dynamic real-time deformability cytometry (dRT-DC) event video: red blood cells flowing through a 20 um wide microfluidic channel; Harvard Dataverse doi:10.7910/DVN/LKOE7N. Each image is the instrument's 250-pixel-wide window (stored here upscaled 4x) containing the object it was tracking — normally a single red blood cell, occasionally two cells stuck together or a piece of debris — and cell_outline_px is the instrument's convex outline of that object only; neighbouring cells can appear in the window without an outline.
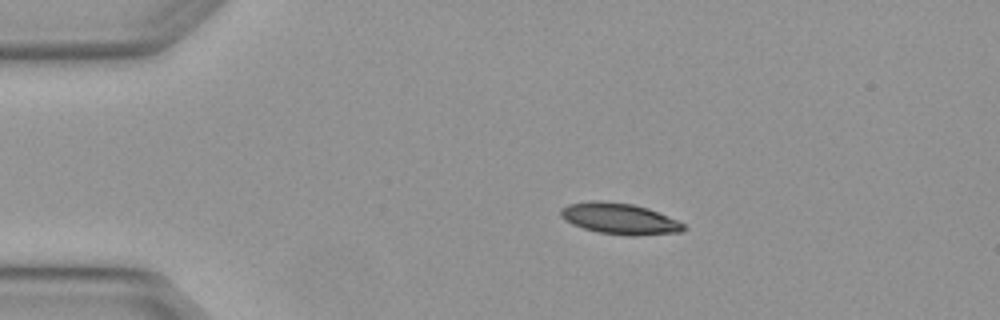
{"species": "Egyptian fruit bat (a non-hibernating species)", "species_latin": "Rousettus aegyptiacus", "temperature_condition": "warm", "stored_images_in_passage": 4, "camera_frame_rate_fps": 3000, "um_per_image_px": 0.085, "animal": {"sex": "female"}, "frame": {"image": 1, "passage_image": 2, "time_ms": 0.333, "image_size_px": [1000, 320], "cell_outline_px": [[688, 228], [680, 232], [636, 236], [628, 236], [600, 232], [584, 228], [572, 224], [564, 220], [560, 216], [560, 208], [568, 204], [592, 200], [600, 200], [632, 204], [648, 208], [676, 220], [684, 224]], "centroid_in_image_um": [52.64, 18.58], "position_along_channel_um": 32.4, "area_um2": 22.31}}